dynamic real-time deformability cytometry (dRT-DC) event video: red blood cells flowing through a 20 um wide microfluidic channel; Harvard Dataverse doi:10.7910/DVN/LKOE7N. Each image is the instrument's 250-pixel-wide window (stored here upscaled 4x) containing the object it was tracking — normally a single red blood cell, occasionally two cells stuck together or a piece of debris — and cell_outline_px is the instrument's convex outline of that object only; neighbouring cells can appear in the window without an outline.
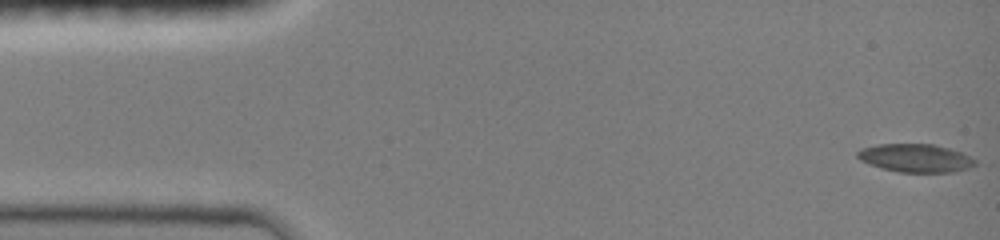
{"species": "common noctule bat (a hibernating species)", "species_latin": "Nyctalus noctula", "temperature_condition": "room temperature", "stored_images_in_passage": 56, "camera_frame_rate_fps": 3000, "um_per_image_px": 0.085, "animal": {"sex": "female", "body_mass_g": 19.0, "forearm_length_mm": 51.5}, "frame": {"image": 1, "passage_image": 1, "time_ms": 0.0, "image_size_px": [1000, 240], "cell_outline_px": [[976, 164], [968, 168], [956, 172], [900, 172], [880, 168], [868, 164], [860, 160], [856, 156], [856, 152], [860, 148], [876, 144], [932, 144], [948, 148], [960, 152], [976, 160]], "centroid_in_image_um": [77.77, 13.43], "position_along_channel_um": 7.2, "area_um2": 19.42}}
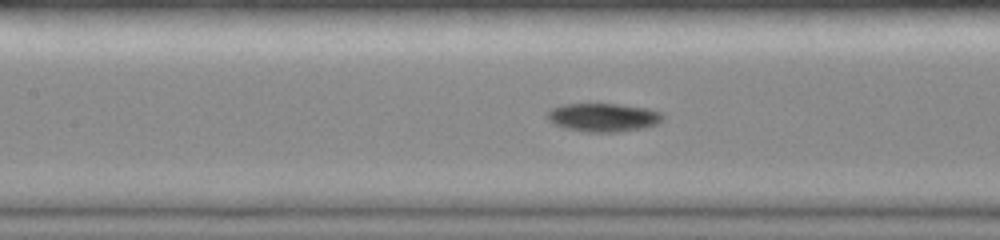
{"frame": {"image": 2, "passage_image": 23, "time_ms": 6.667, "image_size_px": [1000, 240], "cell_outline_px": [[664, 120], [656, 124], [644, 128], [616, 132], [584, 132], [564, 128], [548, 120], [548, 112], [552, 108], [564, 104], [620, 104], [648, 108], [660, 112], [664, 116]], "centroid_in_image_um": [51.31, 9.98], "position_along_channel_um": 156.1, "area_um2": 19.19}}
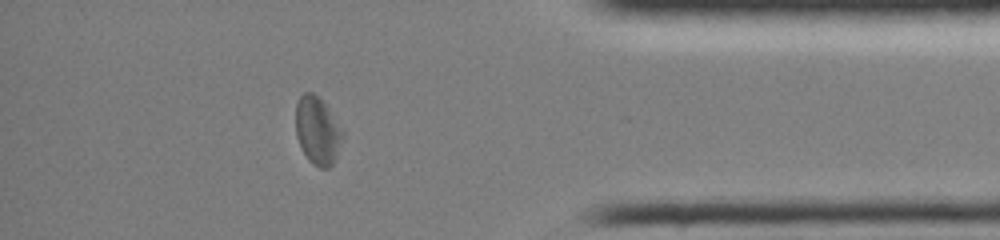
{"frame": {"image": 3, "passage_image": 47, "time_ms": 13.333, "image_size_px": [1000, 240], "cell_outline_px": [[344, 136], [332, 164], [328, 168], [320, 168], [312, 164], [308, 160], [300, 148], [296, 136], [296, 104], [300, 96], [304, 92], [312, 92], [328, 108], [344, 132]], "centroid_in_image_um": [26.97, 11.13], "position_along_channel_um": 408.2, "area_um2": 18.44}, "authors_computed_cell_mechanics": {"area_um2": 18.9006, "velocity_mm_per_s": 4.0418, "shape_relaxation_time_tau1_ms": 3.1424, "shape_relaxation_time_tau2_ms": 8.7109, "deformation_change_tau1": 0.1269, "deformation_change_tau2": 0.11}}